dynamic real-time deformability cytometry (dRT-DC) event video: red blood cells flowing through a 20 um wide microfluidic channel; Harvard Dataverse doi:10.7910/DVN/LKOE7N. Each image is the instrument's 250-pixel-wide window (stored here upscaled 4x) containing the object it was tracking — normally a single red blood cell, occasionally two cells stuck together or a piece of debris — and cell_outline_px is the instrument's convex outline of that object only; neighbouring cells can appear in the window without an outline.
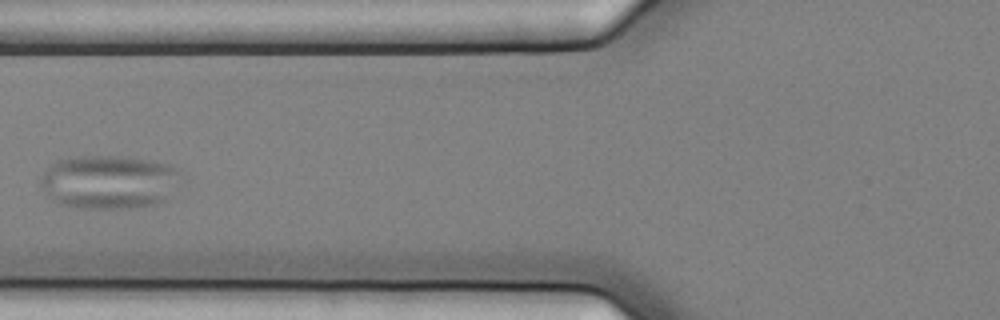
{"species": "common noctule bat (a hibernating species)", "species_latin": "Nyctalus noctula", "temperature_condition": "cold", "stored_images_in_passage": 10, "camera_frame_rate_fps": 3000, "um_per_image_px": 0.085, "animal": {"sex": "female", "body_mass_g": 25.1}, "frame": {"image": 1, "passage_image": 5, "time_ms": 1.333, "image_size_px": [1000, 320], "cell_outline_px": [[184, 172], [168, 200], [152, 204], [132, 208], [84, 208], [60, 204], [48, 196], [40, 184], [40, 180], [44, 172], [56, 160], [76, 156], [128, 156], [168, 164], [180, 168]], "centroid_in_image_um": [9.32, 15.45], "position_along_channel_um": 116.5, "area_um2": 44.33}}